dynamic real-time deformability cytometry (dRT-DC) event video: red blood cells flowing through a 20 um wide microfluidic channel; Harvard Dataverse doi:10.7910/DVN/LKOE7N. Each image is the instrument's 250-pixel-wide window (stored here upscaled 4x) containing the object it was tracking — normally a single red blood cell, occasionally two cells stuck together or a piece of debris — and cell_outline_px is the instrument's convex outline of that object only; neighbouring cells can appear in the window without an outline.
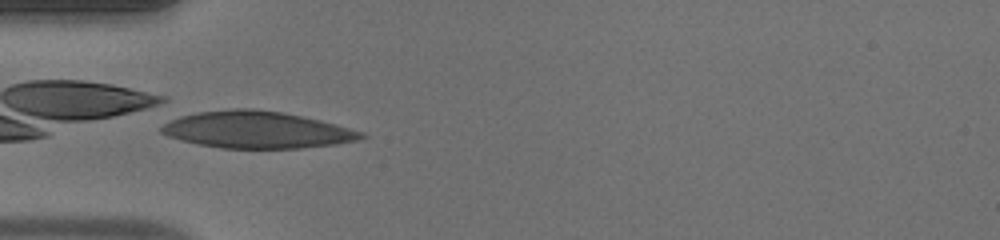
{"species": "human", "species_latin": "Homo sapiens", "temperature_condition": "warm", "stored_images_in_passage": 29, "camera_frame_rate_fps": 3000, "um_per_image_px": 0.085, "donor": {"sex": "male"}, "frame": {"image": 1, "passage_image": 1, "time_ms": 0.0, "image_size_px": [1000, 240], "cell_outline_px": [[368, 136], [356, 140], [336, 144], [300, 148], [220, 148], [200, 144], [168, 136], [160, 132], [160, 128], [164, 124], [180, 116], [196, 112], [232, 108], [252, 108], [280, 112], [320, 120], [336, 124], [364, 132]], "centroid_in_image_um": [21.84, 11.03], "position_along_channel_um": 63.2, "area_um2": 42.66}, "authors_computed_cell_mechanics": {"area_um2": 40.9802, "velocity_mm_per_s": 4.2386, "shape_relaxation_time_tau1_ms": 5.1761, "shape_relaxation_time_tau2_ms": null, "deformation_change_tau1": 0.2134, "deformation_change_tau2": null}}